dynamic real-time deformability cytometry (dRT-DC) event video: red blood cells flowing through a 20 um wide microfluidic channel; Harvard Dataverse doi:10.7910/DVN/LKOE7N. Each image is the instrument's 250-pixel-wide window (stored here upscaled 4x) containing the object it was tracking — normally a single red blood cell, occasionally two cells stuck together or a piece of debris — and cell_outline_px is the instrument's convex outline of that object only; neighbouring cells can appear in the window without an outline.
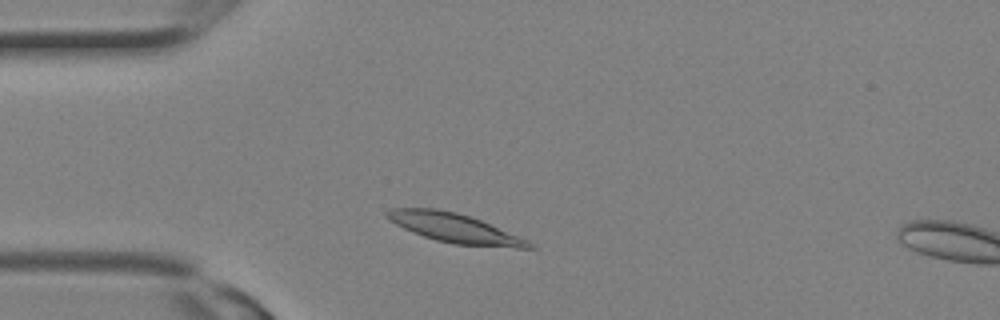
{"species": "Egyptian fruit bat (a non-hibernating species)", "species_latin": "Rousettus aegyptiacus", "temperature_condition": "room temperature", "stored_images_in_passage": 5, "camera_frame_rate_fps": 3000, "um_per_image_px": 0.085, "animal": {"sex": "female"}, "frame": {"image": 1, "passage_image": 3, "time_ms": 0.667, "image_size_px": [1000, 320], "cell_outline_px": [[536, 248], [516, 248], [452, 244], [436, 240], [412, 232], [396, 224], [384, 216], [384, 212], [392, 208], [436, 208], [456, 212], [480, 220], [528, 240]], "centroid_in_image_um": [38.61, 19.38], "position_along_channel_um": 46.4, "area_um2": 23.99}}